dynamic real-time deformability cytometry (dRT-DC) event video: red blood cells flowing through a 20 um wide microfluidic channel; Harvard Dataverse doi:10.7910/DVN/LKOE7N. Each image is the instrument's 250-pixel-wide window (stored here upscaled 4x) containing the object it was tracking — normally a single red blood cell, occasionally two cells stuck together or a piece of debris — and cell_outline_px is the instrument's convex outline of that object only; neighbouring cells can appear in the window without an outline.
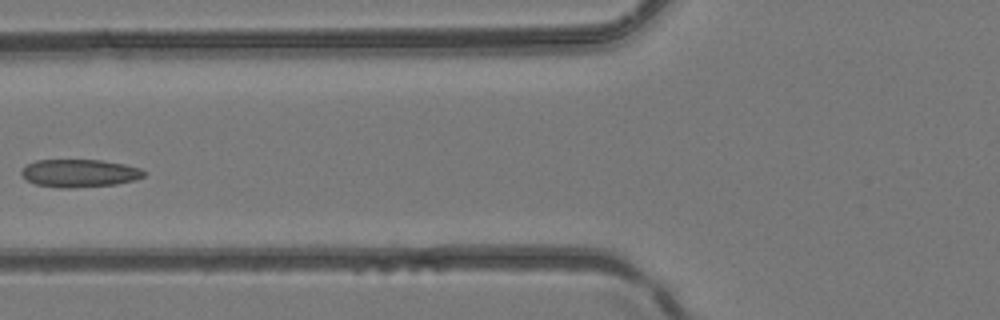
{"species": "common noctule bat (a hibernating species)", "species_latin": "Nyctalus noctula", "temperature_condition": "room temperature", "stored_images_in_passage": 5, "camera_frame_rate_fps": 3000, "um_per_image_px": 0.085, "animal": {"sex": "female", "body_mass_g": 24.6, "forearm_length_mm": 56.2}, "frame": {"image": 1, "passage_image": 5, "time_ms": 1.333, "image_size_px": [1000, 320], "cell_outline_px": [[148, 172], [144, 176], [136, 180], [116, 184], [72, 188], [60, 188], [36, 184], [28, 180], [20, 172], [28, 164], [36, 160], [100, 160], [124, 164], [140, 168]], "centroid_in_image_um": [6.81, 14.72], "position_along_channel_um": 119.0, "area_um2": 19.83}}